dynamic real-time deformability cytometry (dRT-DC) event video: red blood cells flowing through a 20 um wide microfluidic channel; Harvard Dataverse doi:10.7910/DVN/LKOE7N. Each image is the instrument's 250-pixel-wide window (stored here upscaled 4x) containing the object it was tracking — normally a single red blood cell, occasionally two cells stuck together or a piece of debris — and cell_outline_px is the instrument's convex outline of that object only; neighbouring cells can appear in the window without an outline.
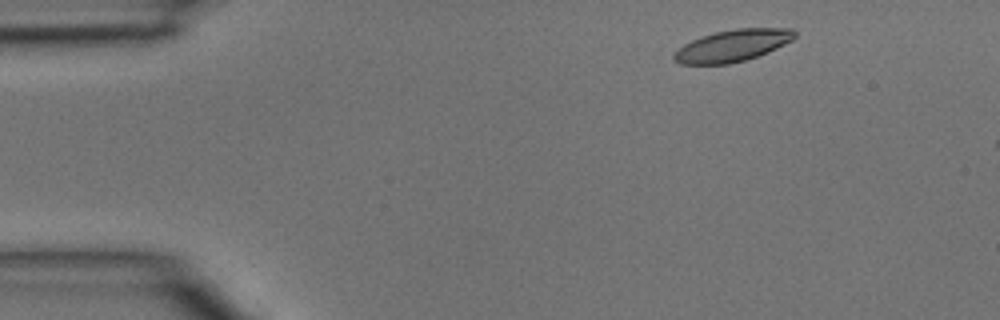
{"species": "common noctule bat (a hibernating species)", "species_latin": "Nyctalus noctula", "temperature_condition": "room temperature", "stored_images_in_passage": 2, "camera_frame_rate_fps": 3000, "um_per_image_px": 0.085, "animal": {"sex": "male", "body_mass_g": 15.6}, "frame": {"image": 1, "passage_image": 1, "time_ms": 0.0, "image_size_px": [1000, 320], "cell_outline_px": [[796, 36], [792, 40], [768, 52], [744, 60], [728, 64], [680, 64], [672, 60], [672, 56], [684, 44], [700, 36], [716, 32], [736, 28], [792, 28], [796, 32]], "centroid_in_image_um": [62.26, 3.87], "position_along_channel_um": 22.7, "area_um2": 22.31}}